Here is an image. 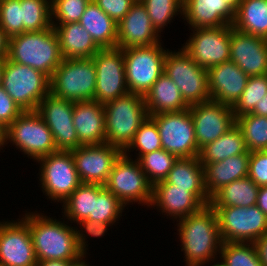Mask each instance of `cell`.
<instances>
[{
  "instance_id": "cell-38",
  "label": "cell",
  "mask_w": 267,
  "mask_h": 266,
  "mask_svg": "<svg viewBox=\"0 0 267 266\" xmlns=\"http://www.w3.org/2000/svg\"><path fill=\"white\" fill-rule=\"evenodd\" d=\"M184 0H142L150 17L153 28L161 36L165 26L172 22L176 15L183 19Z\"/></svg>"
},
{
  "instance_id": "cell-37",
  "label": "cell",
  "mask_w": 267,
  "mask_h": 266,
  "mask_svg": "<svg viewBox=\"0 0 267 266\" xmlns=\"http://www.w3.org/2000/svg\"><path fill=\"white\" fill-rule=\"evenodd\" d=\"M23 33L50 28L51 0H20Z\"/></svg>"
},
{
  "instance_id": "cell-2",
  "label": "cell",
  "mask_w": 267,
  "mask_h": 266,
  "mask_svg": "<svg viewBox=\"0 0 267 266\" xmlns=\"http://www.w3.org/2000/svg\"><path fill=\"white\" fill-rule=\"evenodd\" d=\"M22 218L29 225L37 261H74L83 254L76 239V225L71 226L65 218L60 221L37 211H26Z\"/></svg>"
},
{
  "instance_id": "cell-27",
  "label": "cell",
  "mask_w": 267,
  "mask_h": 266,
  "mask_svg": "<svg viewBox=\"0 0 267 266\" xmlns=\"http://www.w3.org/2000/svg\"><path fill=\"white\" fill-rule=\"evenodd\" d=\"M250 152L235 155L225 160L202 164L205 187L211 198L223 186L248 176Z\"/></svg>"
},
{
  "instance_id": "cell-23",
  "label": "cell",
  "mask_w": 267,
  "mask_h": 266,
  "mask_svg": "<svg viewBox=\"0 0 267 266\" xmlns=\"http://www.w3.org/2000/svg\"><path fill=\"white\" fill-rule=\"evenodd\" d=\"M205 205L187 189L173 188L169 183H155L150 207L167 215L176 222L188 215L199 212Z\"/></svg>"
},
{
  "instance_id": "cell-44",
  "label": "cell",
  "mask_w": 267,
  "mask_h": 266,
  "mask_svg": "<svg viewBox=\"0 0 267 266\" xmlns=\"http://www.w3.org/2000/svg\"><path fill=\"white\" fill-rule=\"evenodd\" d=\"M0 27L8 38L23 33L20 0H0Z\"/></svg>"
},
{
  "instance_id": "cell-39",
  "label": "cell",
  "mask_w": 267,
  "mask_h": 266,
  "mask_svg": "<svg viewBox=\"0 0 267 266\" xmlns=\"http://www.w3.org/2000/svg\"><path fill=\"white\" fill-rule=\"evenodd\" d=\"M177 159L178 157L176 155L161 148L142 155L138 159V162L149 182L154 185L167 177Z\"/></svg>"
},
{
  "instance_id": "cell-43",
  "label": "cell",
  "mask_w": 267,
  "mask_h": 266,
  "mask_svg": "<svg viewBox=\"0 0 267 266\" xmlns=\"http://www.w3.org/2000/svg\"><path fill=\"white\" fill-rule=\"evenodd\" d=\"M90 2L91 0H51V24L79 22Z\"/></svg>"
},
{
  "instance_id": "cell-16",
  "label": "cell",
  "mask_w": 267,
  "mask_h": 266,
  "mask_svg": "<svg viewBox=\"0 0 267 266\" xmlns=\"http://www.w3.org/2000/svg\"><path fill=\"white\" fill-rule=\"evenodd\" d=\"M74 102L51 93L39 103L36 112L49 127L57 151H72L81 146L73 123Z\"/></svg>"
},
{
  "instance_id": "cell-22",
  "label": "cell",
  "mask_w": 267,
  "mask_h": 266,
  "mask_svg": "<svg viewBox=\"0 0 267 266\" xmlns=\"http://www.w3.org/2000/svg\"><path fill=\"white\" fill-rule=\"evenodd\" d=\"M162 41L153 28L145 6L135 2L118 23L117 48L152 46Z\"/></svg>"
},
{
  "instance_id": "cell-36",
  "label": "cell",
  "mask_w": 267,
  "mask_h": 266,
  "mask_svg": "<svg viewBox=\"0 0 267 266\" xmlns=\"http://www.w3.org/2000/svg\"><path fill=\"white\" fill-rule=\"evenodd\" d=\"M218 266H263L253 242H222Z\"/></svg>"
},
{
  "instance_id": "cell-46",
  "label": "cell",
  "mask_w": 267,
  "mask_h": 266,
  "mask_svg": "<svg viewBox=\"0 0 267 266\" xmlns=\"http://www.w3.org/2000/svg\"><path fill=\"white\" fill-rule=\"evenodd\" d=\"M248 177L259 187L267 186V150L250 152Z\"/></svg>"
},
{
  "instance_id": "cell-21",
  "label": "cell",
  "mask_w": 267,
  "mask_h": 266,
  "mask_svg": "<svg viewBox=\"0 0 267 266\" xmlns=\"http://www.w3.org/2000/svg\"><path fill=\"white\" fill-rule=\"evenodd\" d=\"M248 79L249 76L232 61L207 69L210 99L233 107L240 99Z\"/></svg>"
},
{
  "instance_id": "cell-11",
  "label": "cell",
  "mask_w": 267,
  "mask_h": 266,
  "mask_svg": "<svg viewBox=\"0 0 267 266\" xmlns=\"http://www.w3.org/2000/svg\"><path fill=\"white\" fill-rule=\"evenodd\" d=\"M39 185L43 194L63 203L81 184L71 151H56L39 158Z\"/></svg>"
},
{
  "instance_id": "cell-57",
  "label": "cell",
  "mask_w": 267,
  "mask_h": 266,
  "mask_svg": "<svg viewBox=\"0 0 267 266\" xmlns=\"http://www.w3.org/2000/svg\"><path fill=\"white\" fill-rule=\"evenodd\" d=\"M3 70H4V60L0 59V87L2 86Z\"/></svg>"
},
{
  "instance_id": "cell-14",
  "label": "cell",
  "mask_w": 267,
  "mask_h": 266,
  "mask_svg": "<svg viewBox=\"0 0 267 266\" xmlns=\"http://www.w3.org/2000/svg\"><path fill=\"white\" fill-rule=\"evenodd\" d=\"M181 46L196 64L209 69L230 59L231 25L193 28Z\"/></svg>"
},
{
  "instance_id": "cell-33",
  "label": "cell",
  "mask_w": 267,
  "mask_h": 266,
  "mask_svg": "<svg viewBox=\"0 0 267 266\" xmlns=\"http://www.w3.org/2000/svg\"><path fill=\"white\" fill-rule=\"evenodd\" d=\"M235 29L267 39V0H243L235 11Z\"/></svg>"
},
{
  "instance_id": "cell-54",
  "label": "cell",
  "mask_w": 267,
  "mask_h": 266,
  "mask_svg": "<svg viewBox=\"0 0 267 266\" xmlns=\"http://www.w3.org/2000/svg\"><path fill=\"white\" fill-rule=\"evenodd\" d=\"M87 254H82L79 258L70 262V266H91L89 263L87 264L86 260ZM85 258V259H84Z\"/></svg>"
},
{
  "instance_id": "cell-28",
  "label": "cell",
  "mask_w": 267,
  "mask_h": 266,
  "mask_svg": "<svg viewBox=\"0 0 267 266\" xmlns=\"http://www.w3.org/2000/svg\"><path fill=\"white\" fill-rule=\"evenodd\" d=\"M52 26L57 33L63 59L91 58L101 49L79 22Z\"/></svg>"
},
{
  "instance_id": "cell-10",
  "label": "cell",
  "mask_w": 267,
  "mask_h": 266,
  "mask_svg": "<svg viewBox=\"0 0 267 266\" xmlns=\"http://www.w3.org/2000/svg\"><path fill=\"white\" fill-rule=\"evenodd\" d=\"M164 73L177 85L183 99L190 106L210 99L207 69L194 62L183 49H168L164 60Z\"/></svg>"
},
{
  "instance_id": "cell-32",
  "label": "cell",
  "mask_w": 267,
  "mask_h": 266,
  "mask_svg": "<svg viewBox=\"0 0 267 266\" xmlns=\"http://www.w3.org/2000/svg\"><path fill=\"white\" fill-rule=\"evenodd\" d=\"M259 186L248 176L219 189L210 200L211 207H249L256 205Z\"/></svg>"
},
{
  "instance_id": "cell-26",
  "label": "cell",
  "mask_w": 267,
  "mask_h": 266,
  "mask_svg": "<svg viewBox=\"0 0 267 266\" xmlns=\"http://www.w3.org/2000/svg\"><path fill=\"white\" fill-rule=\"evenodd\" d=\"M157 183H169L173 188L187 189L205 206L210 205L211 198L205 187L204 169L198 157L178 158L167 177Z\"/></svg>"
},
{
  "instance_id": "cell-55",
  "label": "cell",
  "mask_w": 267,
  "mask_h": 266,
  "mask_svg": "<svg viewBox=\"0 0 267 266\" xmlns=\"http://www.w3.org/2000/svg\"><path fill=\"white\" fill-rule=\"evenodd\" d=\"M5 131L6 128H4L1 124H0V150L5 147Z\"/></svg>"
},
{
  "instance_id": "cell-52",
  "label": "cell",
  "mask_w": 267,
  "mask_h": 266,
  "mask_svg": "<svg viewBox=\"0 0 267 266\" xmlns=\"http://www.w3.org/2000/svg\"><path fill=\"white\" fill-rule=\"evenodd\" d=\"M251 114L267 117V94L257 103Z\"/></svg>"
},
{
  "instance_id": "cell-12",
  "label": "cell",
  "mask_w": 267,
  "mask_h": 266,
  "mask_svg": "<svg viewBox=\"0 0 267 266\" xmlns=\"http://www.w3.org/2000/svg\"><path fill=\"white\" fill-rule=\"evenodd\" d=\"M222 242H255L267 233V216L257 207H212Z\"/></svg>"
},
{
  "instance_id": "cell-41",
  "label": "cell",
  "mask_w": 267,
  "mask_h": 266,
  "mask_svg": "<svg viewBox=\"0 0 267 266\" xmlns=\"http://www.w3.org/2000/svg\"><path fill=\"white\" fill-rule=\"evenodd\" d=\"M125 205L110 191L104 188L97 197H93L92 214L87 220L99 221L116 225L122 217Z\"/></svg>"
},
{
  "instance_id": "cell-50",
  "label": "cell",
  "mask_w": 267,
  "mask_h": 266,
  "mask_svg": "<svg viewBox=\"0 0 267 266\" xmlns=\"http://www.w3.org/2000/svg\"><path fill=\"white\" fill-rule=\"evenodd\" d=\"M256 205L267 216V186L259 187Z\"/></svg>"
},
{
  "instance_id": "cell-35",
  "label": "cell",
  "mask_w": 267,
  "mask_h": 266,
  "mask_svg": "<svg viewBox=\"0 0 267 266\" xmlns=\"http://www.w3.org/2000/svg\"><path fill=\"white\" fill-rule=\"evenodd\" d=\"M249 152L267 150V117L251 113L236 117Z\"/></svg>"
},
{
  "instance_id": "cell-15",
  "label": "cell",
  "mask_w": 267,
  "mask_h": 266,
  "mask_svg": "<svg viewBox=\"0 0 267 266\" xmlns=\"http://www.w3.org/2000/svg\"><path fill=\"white\" fill-rule=\"evenodd\" d=\"M93 60L97 76L94 101L104 104L129 93L122 49H100Z\"/></svg>"
},
{
  "instance_id": "cell-9",
  "label": "cell",
  "mask_w": 267,
  "mask_h": 266,
  "mask_svg": "<svg viewBox=\"0 0 267 266\" xmlns=\"http://www.w3.org/2000/svg\"><path fill=\"white\" fill-rule=\"evenodd\" d=\"M104 187L115 195L125 207L137 202L140 206L150 207L153 185L147 179L138 160L131 158V155L130 157L123 153L120 155L114 163Z\"/></svg>"
},
{
  "instance_id": "cell-24",
  "label": "cell",
  "mask_w": 267,
  "mask_h": 266,
  "mask_svg": "<svg viewBox=\"0 0 267 266\" xmlns=\"http://www.w3.org/2000/svg\"><path fill=\"white\" fill-rule=\"evenodd\" d=\"M183 21L190 29L233 25L235 10L224 0H184Z\"/></svg>"
},
{
  "instance_id": "cell-40",
  "label": "cell",
  "mask_w": 267,
  "mask_h": 266,
  "mask_svg": "<svg viewBox=\"0 0 267 266\" xmlns=\"http://www.w3.org/2000/svg\"><path fill=\"white\" fill-rule=\"evenodd\" d=\"M161 148L162 144L157 125L155 121L148 116L135 133L133 140L123 150V154L129 157V152H133L134 150L136 152L138 151L137 156L135 155L138 160L142 155L154 152Z\"/></svg>"
},
{
  "instance_id": "cell-47",
  "label": "cell",
  "mask_w": 267,
  "mask_h": 266,
  "mask_svg": "<svg viewBox=\"0 0 267 266\" xmlns=\"http://www.w3.org/2000/svg\"><path fill=\"white\" fill-rule=\"evenodd\" d=\"M104 13L111 17L117 24L128 13L135 3L134 0H92Z\"/></svg>"
},
{
  "instance_id": "cell-8",
  "label": "cell",
  "mask_w": 267,
  "mask_h": 266,
  "mask_svg": "<svg viewBox=\"0 0 267 266\" xmlns=\"http://www.w3.org/2000/svg\"><path fill=\"white\" fill-rule=\"evenodd\" d=\"M13 144L35 162L57 151L52 133L36 111H24L5 131V146Z\"/></svg>"
},
{
  "instance_id": "cell-4",
  "label": "cell",
  "mask_w": 267,
  "mask_h": 266,
  "mask_svg": "<svg viewBox=\"0 0 267 266\" xmlns=\"http://www.w3.org/2000/svg\"><path fill=\"white\" fill-rule=\"evenodd\" d=\"M103 105L106 143L123 151L149 116L145 98L139 94L128 93Z\"/></svg>"
},
{
  "instance_id": "cell-49",
  "label": "cell",
  "mask_w": 267,
  "mask_h": 266,
  "mask_svg": "<svg viewBox=\"0 0 267 266\" xmlns=\"http://www.w3.org/2000/svg\"><path fill=\"white\" fill-rule=\"evenodd\" d=\"M258 257L263 266H267V233L254 242Z\"/></svg>"
},
{
  "instance_id": "cell-19",
  "label": "cell",
  "mask_w": 267,
  "mask_h": 266,
  "mask_svg": "<svg viewBox=\"0 0 267 266\" xmlns=\"http://www.w3.org/2000/svg\"><path fill=\"white\" fill-rule=\"evenodd\" d=\"M198 149L214 142L236 123L232 107L209 100L189 106Z\"/></svg>"
},
{
  "instance_id": "cell-7",
  "label": "cell",
  "mask_w": 267,
  "mask_h": 266,
  "mask_svg": "<svg viewBox=\"0 0 267 266\" xmlns=\"http://www.w3.org/2000/svg\"><path fill=\"white\" fill-rule=\"evenodd\" d=\"M122 51L128 91L144 97L164 73L168 49H164L161 41L152 46L129 47Z\"/></svg>"
},
{
  "instance_id": "cell-6",
  "label": "cell",
  "mask_w": 267,
  "mask_h": 266,
  "mask_svg": "<svg viewBox=\"0 0 267 266\" xmlns=\"http://www.w3.org/2000/svg\"><path fill=\"white\" fill-rule=\"evenodd\" d=\"M23 111H36L41 100L50 93V78L27 65L4 59L2 86Z\"/></svg>"
},
{
  "instance_id": "cell-34",
  "label": "cell",
  "mask_w": 267,
  "mask_h": 266,
  "mask_svg": "<svg viewBox=\"0 0 267 266\" xmlns=\"http://www.w3.org/2000/svg\"><path fill=\"white\" fill-rule=\"evenodd\" d=\"M104 188L103 185L99 184L81 183L63 202L62 217L70 221L71 225L87 219L92 214L93 197H97Z\"/></svg>"
},
{
  "instance_id": "cell-1",
  "label": "cell",
  "mask_w": 267,
  "mask_h": 266,
  "mask_svg": "<svg viewBox=\"0 0 267 266\" xmlns=\"http://www.w3.org/2000/svg\"><path fill=\"white\" fill-rule=\"evenodd\" d=\"M176 225L177 235L181 241L180 249L184 252L185 266L218 264L219 257L217 255L220 254L222 240L217 213L210 205L204 206L197 213L178 220Z\"/></svg>"
},
{
  "instance_id": "cell-13",
  "label": "cell",
  "mask_w": 267,
  "mask_h": 266,
  "mask_svg": "<svg viewBox=\"0 0 267 266\" xmlns=\"http://www.w3.org/2000/svg\"><path fill=\"white\" fill-rule=\"evenodd\" d=\"M156 123L162 148L178 158L198 157L193 119L189 108L149 115Z\"/></svg>"
},
{
  "instance_id": "cell-30",
  "label": "cell",
  "mask_w": 267,
  "mask_h": 266,
  "mask_svg": "<svg viewBox=\"0 0 267 266\" xmlns=\"http://www.w3.org/2000/svg\"><path fill=\"white\" fill-rule=\"evenodd\" d=\"M79 23L87 30L101 49L117 47L118 24L92 0L86 6Z\"/></svg>"
},
{
  "instance_id": "cell-25",
  "label": "cell",
  "mask_w": 267,
  "mask_h": 266,
  "mask_svg": "<svg viewBox=\"0 0 267 266\" xmlns=\"http://www.w3.org/2000/svg\"><path fill=\"white\" fill-rule=\"evenodd\" d=\"M73 123L81 145L106 143L105 109L97 101L74 102Z\"/></svg>"
},
{
  "instance_id": "cell-42",
  "label": "cell",
  "mask_w": 267,
  "mask_h": 266,
  "mask_svg": "<svg viewBox=\"0 0 267 266\" xmlns=\"http://www.w3.org/2000/svg\"><path fill=\"white\" fill-rule=\"evenodd\" d=\"M267 94V74L249 76L246 87L236 104L232 107L233 114L239 117L251 113L257 103Z\"/></svg>"
},
{
  "instance_id": "cell-45",
  "label": "cell",
  "mask_w": 267,
  "mask_h": 266,
  "mask_svg": "<svg viewBox=\"0 0 267 266\" xmlns=\"http://www.w3.org/2000/svg\"><path fill=\"white\" fill-rule=\"evenodd\" d=\"M77 226L74 227L75 228V234H76V239H77V242H78V247L80 249V251L83 253V254H89L87 253L88 249L87 248L89 245L87 244L88 241H86L88 239V236H91L94 238H101L102 236L105 235V233L107 232L108 227H112L111 224L109 223H103V222H99V221H93V220H82V221H79L76 223ZM80 226H79V225ZM81 229H79L78 228ZM88 234V235H87ZM87 237V238H86Z\"/></svg>"
},
{
  "instance_id": "cell-48",
  "label": "cell",
  "mask_w": 267,
  "mask_h": 266,
  "mask_svg": "<svg viewBox=\"0 0 267 266\" xmlns=\"http://www.w3.org/2000/svg\"><path fill=\"white\" fill-rule=\"evenodd\" d=\"M23 112L6 91L0 87V124L7 128Z\"/></svg>"
},
{
  "instance_id": "cell-31",
  "label": "cell",
  "mask_w": 267,
  "mask_h": 266,
  "mask_svg": "<svg viewBox=\"0 0 267 266\" xmlns=\"http://www.w3.org/2000/svg\"><path fill=\"white\" fill-rule=\"evenodd\" d=\"M248 152L241 129L235 123L225 134L200 149L201 164L218 162Z\"/></svg>"
},
{
  "instance_id": "cell-17",
  "label": "cell",
  "mask_w": 267,
  "mask_h": 266,
  "mask_svg": "<svg viewBox=\"0 0 267 266\" xmlns=\"http://www.w3.org/2000/svg\"><path fill=\"white\" fill-rule=\"evenodd\" d=\"M37 262L28 223L22 217L0 221V265L36 266Z\"/></svg>"
},
{
  "instance_id": "cell-20",
  "label": "cell",
  "mask_w": 267,
  "mask_h": 266,
  "mask_svg": "<svg viewBox=\"0 0 267 266\" xmlns=\"http://www.w3.org/2000/svg\"><path fill=\"white\" fill-rule=\"evenodd\" d=\"M248 76L267 74V39L241 32L231 25L230 59Z\"/></svg>"
},
{
  "instance_id": "cell-53",
  "label": "cell",
  "mask_w": 267,
  "mask_h": 266,
  "mask_svg": "<svg viewBox=\"0 0 267 266\" xmlns=\"http://www.w3.org/2000/svg\"><path fill=\"white\" fill-rule=\"evenodd\" d=\"M70 262L64 260H45L38 261L36 266H70Z\"/></svg>"
},
{
  "instance_id": "cell-5",
  "label": "cell",
  "mask_w": 267,
  "mask_h": 266,
  "mask_svg": "<svg viewBox=\"0 0 267 266\" xmlns=\"http://www.w3.org/2000/svg\"><path fill=\"white\" fill-rule=\"evenodd\" d=\"M96 77L93 57L63 59L50 78V93L72 102L92 101Z\"/></svg>"
},
{
  "instance_id": "cell-51",
  "label": "cell",
  "mask_w": 267,
  "mask_h": 266,
  "mask_svg": "<svg viewBox=\"0 0 267 266\" xmlns=\"http://www.w3.org/2000/svg\"><path fill=\"white\" fill-rule=\"evenodd\" d=\"M8 37L5 31L0 27V59L4 60L8 55Z\"/></svg>"
},
{
  "instance_id": "cell-56",
  "label": "cell",
  "mask_w": 267,
  "mask_h": 266,
  "mask_svg": "<svg viewBox=\"0 0 267 266\" xmlns=\"http://www.w3.org/2000/svg\"><path fill=\"white\" fill-rule=\"evenodd\" d=\"M227 4H229L235 11L239 7L240 3L243 0H224Z\"/></svg>"
},
{
  "instance_id": "cell-18",
  "label": "cell",
  "mask_w": 267,
  "mask_h": 266,
  "mask_svg": "<svg viewBox=\"0 0 267 266\" xmlns=\"http://www.w3.org/2000/svg\"><path fill=\"white\" fill-rule=\"evenodd\" d=\"M83 184L105 185L114 163L123 151L110 144L81 145L71 151Z\"/></svg>"
},
{
  "instance_id": "cell-29",
  "label": "cell",
  "mask_w": 267,
  "mask_h": 266,
  "mask_svg": "<svg viewBox=\"0 0 267 266\" xmlns=\"http://www.w3.org/2000/svg\"><path fill=\"white\" fill-rule=\"evenodd\" d=\"M148 115L178 112L189 108L177 85L163 73L144 96Z\"/></svg>"
},
{
  "instance_id": "cell-3",
  "label": "cell",
  "mask_w": 267,
  "mask_h": 266,
  "mask_svg": "<svg viewBox=\"0 0 267 266\" xmlns=\"http://www.w3.org/2000/svg\"><path fill=\"white\" fill-rule=\"evenodd\" d=\"M7 59L39 70L51 78L63 60L54 27L9 38Z\"/></svg>"
}]
</instances>
